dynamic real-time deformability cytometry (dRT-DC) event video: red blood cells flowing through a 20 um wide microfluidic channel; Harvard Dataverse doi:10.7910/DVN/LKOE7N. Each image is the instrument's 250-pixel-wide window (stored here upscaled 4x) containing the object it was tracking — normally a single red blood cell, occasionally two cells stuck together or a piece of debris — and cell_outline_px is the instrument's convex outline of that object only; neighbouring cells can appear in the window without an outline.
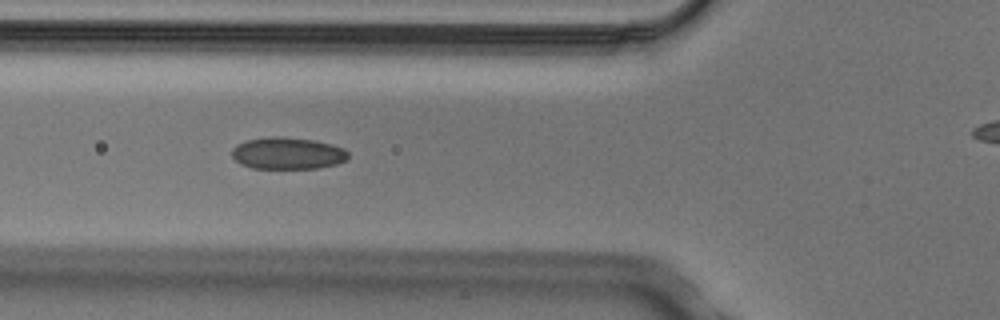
{"species": "Egyptian fruit bat (a non-hibernating species)", "species_latin": "Rousettus aegyptiacus", "temperature_condition": "cold", "stored_images_in_passage": 5, "camera_frame_rate_fps": 3000, "um_per_image_px": 0.085, "animal": {"sex": "male"}, "frame": {"image": 1, "passage_image": 4, "time_ms": 1.0, "image_size_px": [1000, 320], "cell_outline_px": [[348, 156], [344, 160], [336, 164], [316, 168], [252, 168], [240, 164], [232, 156], [232, 148], [236, 144], [244, 140], [272, 136], [284, 136], [316, 140], [332, 144], [344, 148], [348, 152]], "centroid_in_image_um": [24.42, 13.01], "position_along_channel_um": 101.4, "area_um2": 21.79}}
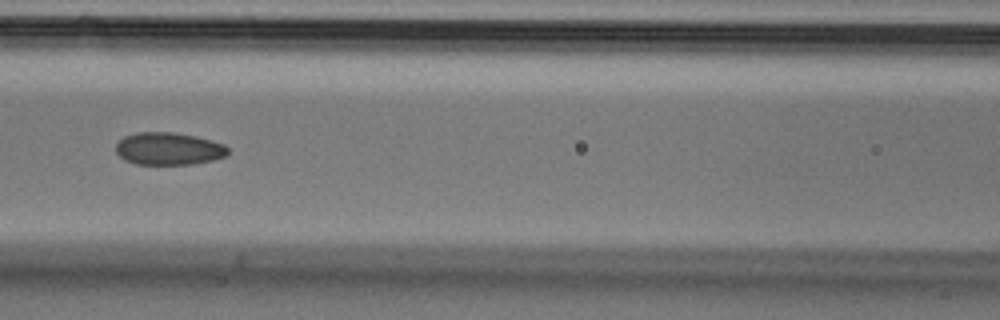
{"frame": {"image": 2, "passage_image": 5, "time_ms": 1.333, "image_size_px": [1000, 320], "cell_outline_px": [[228, 156], [212, 160], [192, 164], [136, 164], [124, 160], [116, 152], [116, 144], [124, 136], [136, 132], [172, 132], [196, 136], [224, 144], [228, 148]], "centroid_in_image_um": [14.33, 12.64], "position_along_channel_um": 152.3, "area_um2": 21.27}}